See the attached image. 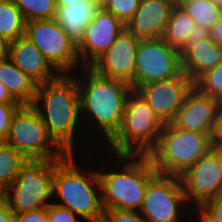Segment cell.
<instances>
[{
	"mask_svg": "<svg viewBox=\"0 0 222 222\" xmlns=\"http://www.w3.org/2000/svg\"><path fill=\"white\" fill-rule=\"evenodd\" d=\"M32 105L53 141L66 154H74L75 133L81 120L79 88L73 73L60 74L37 86Z\"/></svg>",
	"mask_w": 222,
	"mask_h": 222,
	"instance_id": "6da1fadb",
	"label": "cell"
},
{
	"mask_svg": "<svg viewBox=\"0 0 222 222\" xmlns=\"http://www.w3.org/2000/svg\"><path fill=\"white\" fill-rule=\"evenodd\" d=\"M81 69L84 70L83 79L75 73L80 96V119H84V113L86 117L89 115L91 123L97 124L101 135L106 138L104 141L108 143L121 128L126 100L133 89L129 83L100 76L90 67Z\"/></svg>",
	"mask_w": 222,
	"mask_h": 222,
	"instance_id": "7a4b0ae2",
	"label": "cell"
},
{
	"mask_svg": "<svg viewBox=\"0 0 222 222\" xmlns=\"http://www.w3.org/2000/svg\"><path fill=\"white\" fill-rule=\"evenodd\" d=\"M74 155L55 160L53 196L61 201L53 204L69 209L82 222H101L104 209L98 172L81 173Z\"/></svg>",
	"mask_w": 222,
	"mask_h": 222,
	"instance_id": "3957f363",
	"label": "cell"
},
{
	"mask_svg": "<svg viewBox=\"0 0 222 222\" xmlns=\"http://www.w3.org/2000/svg\"><path fill=\"white\" fill-rule=\"evenodd\" d=\"M124 165L120 171H97L104 210L139 211L148 183L158 174L148 155H114ZM130 161V162H129ZM127 162V163H126Z\"/></svg>",
	"mask_w": 222,
	"mask_h": 222,
	"instance_id": "277c9868",
	"label": "cell"
},
{
	"mask_svg": "<svg viewBox=\"0 0 222 222\" xmlns=\"http://www.w3.org/2000/svg\"><path fill=\"white\" fill-rule=\"evenodd\" d=\"M212 135L164 124L156 146L147 155L158 174L180 176L213 148Z\"/></svg>",
	"mask_w": 222,
	"mask_h": 222,
	"instance_id": "5b68a950",
	"label": "cell"
},
{
	"mask_svg": "<svg viewBox=\"0 0 222 222\" xmlns=\"http://www.w3.org/2000/svg\"><path fill=\"white\" fill-rule=\"evenodd\" d=\"M164 124L135 90L127 97L121 128L108 142L115 155H147L157 144Z\"/></svg>",
	"mask_w": 222,
	"mask_h": 222,
	"instance_id": "8992f818",
	"label": "cell"
},
{
	"mask_svg": "<svg viewBox=\"0 0 222 222\" xmlns=\"http://www.w3.org/2000/svg\"><path fill=\"white\" fill-rule=\"evenodd\" d=\"M55 160L27 159L1 195L16 215L47 208L52 202Z\"/></svg>",
	"mask_w": 222,
	"mask_h": 222,
	"instance_id": "52a82bcc",
	"label": "cell"
},
{
	"mask_svg": "<svg viewBox=\"0 0 222 222\" xmlns=\"http://www.w3.org/2000/svg\"><path fill=\"white\" fill-rule=\"evenodd\" d=\"M5 142L27 159L57 160L67 155L50 137L33 105H21L16 110Z\"/></svg>",
	"mask_w": 222,
	"mask_h": 222,
	"instance_id": "ba28073f",
	"label": "cell"
},
{
	"mask_svg": "<svg viewBox=\"0 0 222 222\" xmlns=\"http://www.w3.org/2000/svg\"><path fill=\"white\" fill-rule=\"evenodd\" d=\"M25 36L59 74H71L70 71L82 66L77 45L55 19L26 22Z\"/></svg>",
	"mask_w": 222,
	"mask_h": 222,
	"instance_id": "9c48e42d",
	"label": "cell"
},
{
	"mask_svg": "<svg viewBox=\"0 0 222 222\" xmlns=\"http://www.w3.org/2000/svg\"><path fill=\"white\" fill-rule=\"evenodd\" d=\"M181 73L180 51L162 37L140 39L135 61V91L144 84L168 80Z\"/></svg>",
	"mask_w": 222,
	"mask_h": 222,
	"instance_id": "30bf717a",
	"label": "cell"
},
{
	"mask_svg": "<svg viewBox=\"0 0 222 222\" xmlns=\"http://www.w3.org/2000/svg\"><path fill=\"white\" fill-rule=\"evenodd\" d=\"M187 205L180 177L157 174L148 183L139 213L146 222H179Z\"/></svg>",
	"mask_w": 222,
	"mask_h": 222,
	"instance_id": "8fae6325",
	"label": "cell"
},
{
	"mask_svg": "<svg viewBox=\"0 0 222 222\" xmlns=\"http://www.w3.org/2000/svg\"><path fill=\"white\" fill-rule=\"evenodd\" d=\"M186 201L198 208L222 196V149L212 148L179 176Z\"/></svg>",
	"mask_w": 222,
	"mask_h": 222,
	"instance_id": "7c38bea8",
	"label": "cell"
},
{
	"mask_svg": "<svg viewBox=\"0 0 222 222\" xmlns=\"http://www.w3.org/2000/svg\"><path fill=\"white\" fill-rule=\"evenodd\" d=\"M193 88L194 82L182 72L168 80L144 84L136 91L163 124H171Z\"/></svg>",
	"mask_w": 222,
	"mask_h": 222,
	"instance_id": "4fadbf2b",
	"label": "cell"
},
{
	"mask_svg": "<svg viewBox=\"0 0 222 222\" xmlns=\"http://www.w3.org/2000/svg\"><path fill=\"white\" fill-rule=\"evenodd\" d=\"M139 42L140 38L125 28L90 68L100 76L125 81L134 90L135 61Z\"/></svg>",
	"mask_w": 222,
	"mask_h": 222,
	"instance_id": "5bb4252c",
	"label": "cell"
},
{
	"mask_svg": "<svg viewBox=\"0 0 222 222\" xmlns=\"http://www.w3.org/2000/svg\"><path fill=\"white\" fill-rule=\"evenodd\" d=\"M126 28L125 24L105 9L100 10L86 27L82 41L77 45L83 67H90Z\"/></svg>",
	"mask_w": 222,
	"mask_h": 222,
	"instance_id": "9a60e30c",
	"label": "cell"
},
{
	"mask_svg": "<svg viewBox=\"0 0 222 222\" xmlns=\"http://www.w3.org/2000/svg\"><path fill=\"white\" fill-rule=\"evenodd\" d=\"M220 101L201 94L195 87L186 96L172 124L181 130L213 134Z\"/></svg>",
	"mask_w": 222,
	"mask_h": 222,
	"instance_id": "2e32d148",
	"label": "cell"
},
{
	"mask_svg": "<svg viewBox=\"0 0 222 222\" xmlns=\"http://www.w3.org/2000/svg\"><path fill=\"white\" fill-rule=\"evenodd\" d=\"M174 6L171 0H141L126 29L140 39L161 38Z\"/></svg>",
	"mask_w": 222,
	"mask_h": 222,
	"instance_id": "e0dca14e",
	"label": "cell"
},
{
	"mask_svg": "<svg viewBox=\"0 0 222 222\" xmlns=\"http://www.w3.org/2000/svg\"><path fill=\"white\" fill-rule=\"evenodd\" d=\"M8 57L37 86L53 81L60 75L26 36L9 43Z\"/></svg>",
	"mask_w": 222,
	"mask_h": 222,
	"instance_id": "ac0fdd59",
	"label": "cell"
},
{
	"mask_svg": "<svg viewBox=\"0 0 222 222\" xmlns=\"http://www.w3.org/2000/svg\"><path fill=\"white\" fill-rule=\"evenodd\" d=\"M222 63V48L210 38L189 44L181 52V68L194 83Z\"/></svg>",
	"mask_w": 222,
	"mask_h": 222,
	"instance_id": "d6986e66",
	"label": "cell"
},
{
	"mask_svg": "<svg viewBox=\"0 0 222 222\" xmlns=\"http://www.w3.org/2000/svg\"><path fill=\"white\" fill-rule=\"evenodd\" d=\"M56 6L55 20L76 45L82 41L86 27L101 10L92 0Z\"/></svg>",
	"mask_w": 222,
	"mask_h": 222,
	"instance_id": "ffe728a7",
	"label": "cell"
},
{
	"mask_svg": "<svg viewBox=\"0 0 222 222\" xmlns=\"http://www.w3.org/2000/svg\"><path fill=\"white\" fill-rule=\"evenodd\" d=\"M0 81L21 105H32L37 85L7 56L0 59Z\"/></svg>",
	"mask_w": 222,
	"mask_h": 222,
	"instance_id": "44dd1931",
	"label": "cell"
},
{
	"mask_svg": "<svg viewBox=\"0 0 222 222\" xmlns=\"http://www.w3.org/2000/svg\"><path fill=\"white\" fill-rule=\"evenodd\" d=\"M195 25L192 17L179 4H175L162 38L171 47L182 52Z\"/></svg>",
	"mask_w": 222,
	"mask_h": 222,
	"instance_id": "7402d4cb",
	"label": "cell"
},
{
	"mask_svg": "<svg viewBox=\"0 0 222 222\" xmlns=\"http://www.w3.org/2000/svg\"><path fill=\"white\" fill-rule=\"evenodd\" d=\"M26 21L13 0H0V35L13 42L25 36Z\"/></svg>",
	"mask_w": 222,
	"mask_h": 222,
	"instance_id": "603a6c76",
	"label": "cell"
},
{
	"mask_svg": "<svg viewBox=\"0 0 222 222\" xmlns=\"http://www.w3.org/2000/svg\"><path fill=\"white\" fill-rule=\"evenodd\" d=\"M26 161L22 153L7 143L0 148V195L9 188Z\"/></svg>",
	"mask_w": 222,
	"mask_h": 222,
	"instance_id": "cb8c5ba5",
	"label": "cell"
},
{
	"mask_svg": "<svg viewBox=\"0 0 222 222\" xmlns=\"http://www.w3.org/2000/svg\"><path fill=\"white\" fill-rule=\"evenodd\" d=\"M178 4L192 17L195 24L208 30L222 15V8L211 0H181Z\"/></svg>",
	"mask_w": 222,
	"mask_h": 222,
	"instance_id": "d4e9b609",
	"label": "cell"
},
{
	"mask_svg": "<svg viewBox=\"0 0 222 222\" xmlns=\"http://www.w3.org/2000/svg\"><path fill=\"white\" fill-rule=\"evenodd\" d=\"M26 22L55 19V0H13Z\"/></svg>",
	"mask_w": 222,
	"mask_h": 222,
	"instance_id": "484cf974",
	"label": "cell"
},
{
	"mask_svg": "<svg viewBox=\"0 0 222 222\" xmlns=\"http://www.w3.org/2000/svg\"><path fill=\"white\" fill-rule=\"evenodd\" d=\"M194 87L203 95L222 101V63L204 73Z\"/></svg>",
	"mask_w": 222,
	"mask_h": 222,
	"instance_id": "4316f807",
	"label": "cell"
},
{
	"mask_svg": "<svg viewBox=\"0 0 222 222\" xmlns=\"http://www.w3.org/2000/svg\"><path fill=\"white\" fill-rule=\"evenodd\" d=\"M141 0H111L106 11L112 13L125 25L138 9Z\"/></svg>",
	"mask_w": 222,
	"mask_h": 222,
	"instance_id": "83f0119b",
	"label": "cell"
},
{
	"mask_svg": "<svg viewBox=\"0 0 222 222\" xmlns=\"http://www.w3.org/2000/svg\"><path fill=\"white\" fill-rule=\"evenodd\" d=\"M196 211V222H222V196L204 202Z\"/></svg>",
	"mask_w": 222,
	"mask_h": 222,
	"instance_id": "f1b7e54d",
	"label": "cell"
},
{
	"mask_svg": "<svg viewBox=\"0 0 222 222\" xmlns=\"http://www.w3.org/2000/svg\"><path fill=\"white\" fill-rule=\"evenodd\" d=\"M101 222H146L139 211L126 209L104 210Z\"/></svg>",
	"mask_w": 222,
	"mask_h": 222,
	"instance_id": "f546056e",
	"label": "cell"
},
{
	"mask_svg": "<svg viewBox=\"0 0 222 222\" xmlns=\"http://www.w3.org/2000/svg\"><path fill=\"white\" fill-rule=\"evenodd\" d=\"M20 106V103H0V140L6 141L12 117Z\"/></svg>",
	"mask_w": 222,
	"mask_h": 222,
	"instance_id": "4dcf8cb0",
	"label": "cell"
},
{
	"mask_svg": "<svg viewBox=\"0 0 222 222\" xmlns=\"http://www.w3.org/2000/svg\"><path fill=\"white\" fill-rule=\"evenodd\" d=\"M49 222H80V216L52 203L47 207ZM79 218H77V217Z\"/></svg>",
	"mask_w": 222,
	"mask_h": 222,
	"instance_id": "1f68e13d",
	"label": "cell"
},
{
	"mask_svg": "<svg viewBox=\"0 0 222 222\" xmlns=\"http://www.w3.org/2000/svg\"><path fill=\"white\" fill-rule=\"evenodd\" d=\"M16 222H49L47 208L16 214Z\"/></svg>",
	"mask_w": 222,
	"mask_h": 222,
	"instance_id": "d6a6232c",
	"label": "cell"
},
{
	"mask_svg": "<svg viewBox=\"0 0 222 222\" xmlns=\"http://www.w3.org/2000/svg\"><path fill=\"white\" fill-rule=\"evenodd\" d=\"M213 148L222 149V101L220 102L215 129L212 135Z\"/></svg>",
	"mask_w": 222,
	"mask_h": 222,
	"instance_id": "836d02e7",
	"label": "cell"
},
{
	"mask_svg": "<svg viewBox=\"0 0 222 222\" xmlns=\"http://www.w3.org/2000/svg\"><path fill=\"white\" fill-rule=\"evenodd\" d=\"M209 38V30L202 27L201 25H195L193 30L191 31V34H189L186 47L194 42H197L199 40H205Z\"/></svg>",
	"mask_w": 222,
	"mask_h": 222,
	"instance_id": "e575fe53",
	"label": "cell"
},
{
	"mask_svg": "<svg viewBox=\"0 0 222 222\" xmlns=\"http://www.w3.org/2000/svg\"><path fill=\"white\" fill-rule=\"evenodd\" d=\"M0 222H16V216L7 201L0 195Z\"/></svg>",
	"mask_w": 222,
	"mask_h": 222,
	"instance_id": "d590c367",
	"label": "cell"
},
{
	"mask_svg": "<svg viewBox=\"0 0 222 222\" xmlns=\"http://www.w3.org/2000/svg\"><path fill=\"white\" fill-rule=\"evenodd\" d=\"M209 38L222 48V15L209 30Z\"/></svg>",
	"mask_w": 222,
	"mask_h": 222,
	"instance_id": "8d00e7d4",
	"label": "cell"
},
{
	"mask_svg": "<svg viewBox=\"0 0 222 222\" xmlns=\"http://www.w3.org/2000/svg\"><path fill=\"white\" fill-rule=\"evenodd\" d=\"M0 103H18L8 93L6 87L0 81Z\"/></svg>",
	"mask_w": 222,
	"mask_h": 222,
	"instance_id": "74e56055",
	"label": "cell"
},
{
	"mask_svg": "<svg viewBox=\"0 0 222 222\" xmlns=\"http://www.w3.org/2000/svg\"><path fill=\"white\" fill-rule=\"evenodd\" d=\"M9 42L0 35V59L8 56Z\"/></svg>",
	"mask_w": 222,
	"mask_h": 222,
	"instance_id": "f35d334b",
	"label": "cell"
},
{
	"mask_svg": "<svg viewBox=\"0 0 222 222\" xmlns=\"http://www.w3.org/2000/svg\"><path fill=\"white\" fill-rule=\"evenodd\" d=\"M101 10L106 9L111 0H92Z\"/></svg>",
	"mask_w": 222,
	"mask_h": 222,
	"instance_id": "ab89813d",
	"label": "cell"
},
{
	"mask_svg": "<svg viewBox=\"0 0 222 222\" xmlns=\"http://www.w3.org/2000/svg\"><path fill=\"white\" fill-rule=\"evenodd\" d=\"M79 0H55L56 5H68L69 3Z\"/></svg>",
	"mask_w": 222,
	"mask_h": 222,
	"instance_id": "60d3db41",
	"label": "cell"
},
{
	"mask_svg": "<svg viewBox=\"0 0 222 222\" xmlns=\"http://www.w3.org/2000/svg\"><path fill=\"white\" fill-rule=\"evenodd\" d=\"M215 5H218L220 8H222V0H211Z\"/></svg>",
	"mask_w": 222,
	"mask_h": 222,
	"instance_id": "b9f144b4",
	"label": "cell"
},
{
	"mask_svg": "<svg viewBox=\"0 0 222 222\" xmlns=\"http://www.w3.org/2000/svg\"><path fill=\"white\" fill-rule=\"evenodd\" d=\"M6 142L3 140H0V148L5 144Z\"/></svg>",
	"mask_w": 222,
	"mask_h": 222,
	"instance_id": "7bdbcfd3",
	"label": "cell"
},
{
	"mask_svg": "<svg viewBox=\"0 0 222 222\" xmlns=\"http://www.w3.org/2000/svg\"><path fill=\"white\" fill-rule=\"evenodd\" d=\"M173 1L175 4H178L181 0H171Z\"/></svg>",
	"mask_w": 222,
	"mask_h": 222,
	"instance_id": "ee69618b",
	"label": "cell"
}]
</instances>
